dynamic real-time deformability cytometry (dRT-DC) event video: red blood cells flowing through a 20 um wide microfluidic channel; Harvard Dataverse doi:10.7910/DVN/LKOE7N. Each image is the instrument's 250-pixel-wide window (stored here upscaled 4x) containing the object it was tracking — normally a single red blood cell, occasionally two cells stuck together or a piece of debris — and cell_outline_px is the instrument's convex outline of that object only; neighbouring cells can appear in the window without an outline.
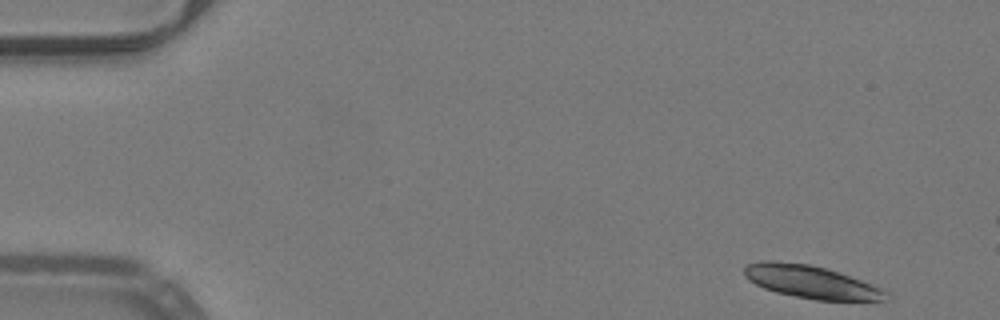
{"species": "common noctule bat (a hibernating species)", "species_latin": "Nyctalus noctula", "temperature_condition": "warm", "stored_images_in_passage": 11, "camera_frame_rate_fps": 3000, "um_per_image_px": 0.085, "animal": {"sex": "male", "body_mass_g": 19.2, "forearm_length_mm": 51.8}, "frame": {"image": 1, "passage_image": 1, "time_ms": 0.0, "image_size_px": [1000, 320], "cell_outline_px": [[888, 292], [880, 300], [816, 300], [776, 292], [764, 288], [748, 280], [744, 276], [744, 268], [748, 264], [760, 260], [772, 260], [808, 264], [824, 268], [860, 280], [880, 288]], "centroid_in_image_um": [68.83, 23.94], "position_along_channel_um": 16.2, "area_um2": 26.47}}